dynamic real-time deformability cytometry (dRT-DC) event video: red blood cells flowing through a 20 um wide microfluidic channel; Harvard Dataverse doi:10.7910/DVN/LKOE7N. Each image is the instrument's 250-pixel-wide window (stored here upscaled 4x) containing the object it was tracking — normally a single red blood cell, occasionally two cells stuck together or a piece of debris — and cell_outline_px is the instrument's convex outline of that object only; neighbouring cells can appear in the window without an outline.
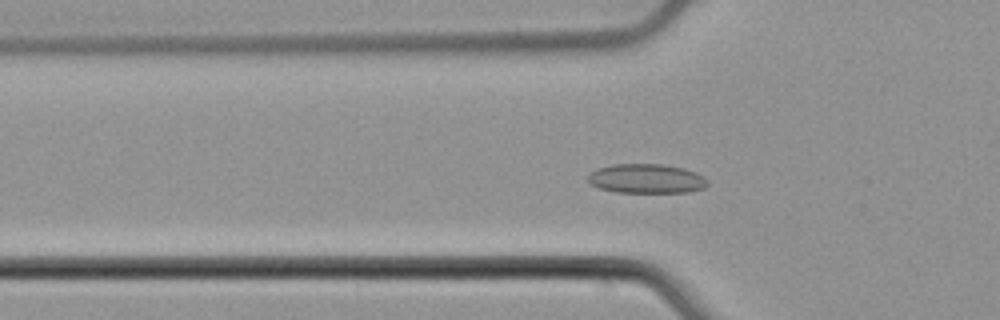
{"species": "common noctule bat (a hibernating species)", "species_latin": "Nyctalus noctula", "temperature_condition": "cold", "stored_images_in_passage": 53, "camera_frame_rate_fps": 3000, "um_per_image_px": 0.085, "animal": {"sex": "male", "body_mass_g": 21.5, "forearm_length_mm": 52.0}, "frame": {"image": 1, "passage_image": 17, "time_ms": 5.333, "image_size_px": [1000, 320], "cell_outline_px": [[708, 184], [704, 188], [688, 192], [616, 192], [600, 188], [588, 184], [588, 176], [596, 168], [612, 164], [664, 164], [684, 168], [696, 172], [704, 176], [708, 180]], "centroid_in_image_um": [54.95, 15.18], "position_along_channel_um": 70.8, "area_um2": 20.63}}
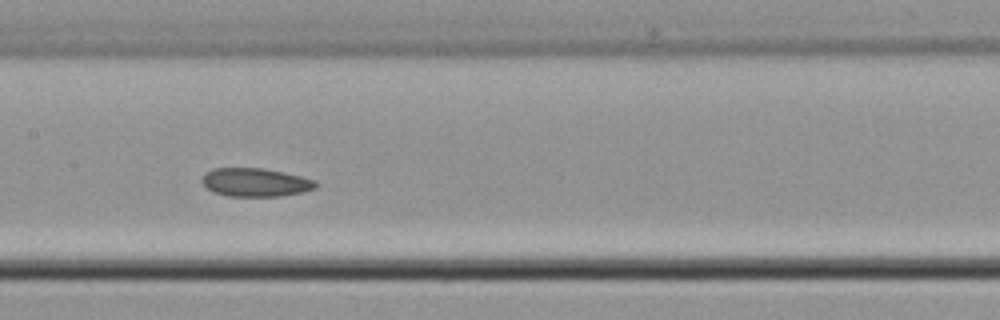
{"frame": {"image": 2, "passage_image": 26, "time_ms": 8.333, "image_size_px": [1000, 320], "cell_outline_px": [[316, 188], [304, 192], [280, 196], [228, 196], [212, 192], [200, 180], [204, 172], [212, 168], [264, 168], [284, 172], [316, 180]], "centroid_in_image_um": [21.69, 15.49], "position_along_channel_um": 185.7, "area_um2": 19.02}}
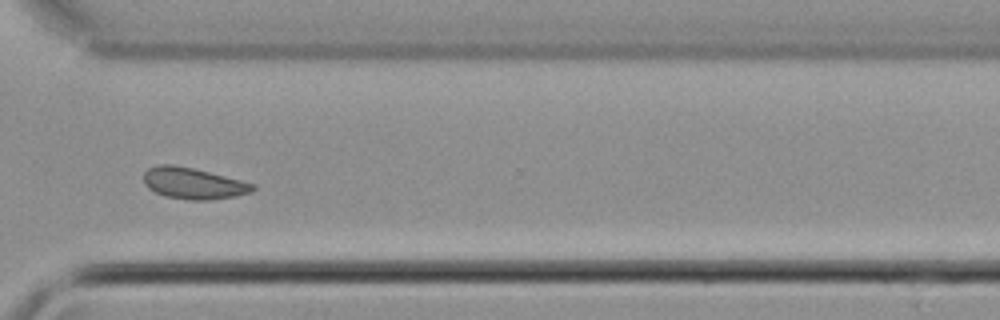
{"frame": {"image": 3, "passage_image": 39, "time_ms": 12.667, "image_size_px": [1000, 320], "cell_outline_px": [[256, 188], [252, 192], [236, 196], [212, 200], [188, 200], [164, 196], [148, 188], [144, 184], [144, 172], [148, 168], [160, 164], [172, 164], [192, 168], [256, 184]], "centroid_in_image_um": [16.43, 15.59], "position_along_channel_um": 354.2, "area_um2": 19.94}}